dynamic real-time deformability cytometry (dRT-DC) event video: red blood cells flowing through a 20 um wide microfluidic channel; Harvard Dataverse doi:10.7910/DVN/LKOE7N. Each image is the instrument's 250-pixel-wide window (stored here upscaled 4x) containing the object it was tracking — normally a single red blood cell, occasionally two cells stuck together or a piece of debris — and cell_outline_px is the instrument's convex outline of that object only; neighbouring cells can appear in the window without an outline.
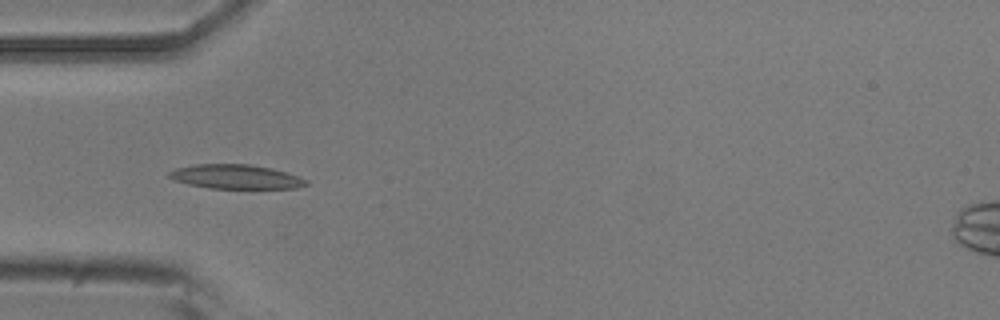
{"species": "common noctule bat (a hibernating species)", "species_latin": "Nyctalus noctula", "temperature_condition": "room temperature", "stored_images_in_passage": 3, "camera_frame_rate_fps": 3000, "um_per_image_px": 0.085, "animal": {"sex": "male", "body_mass_g": 20.5, "forearm_length_mm": 52.5}, "frame": {"image": 1, "passage_image": 2, "time_ms": 0.333, "image_size_px": [1000, 320], "cell_outline_px": [[308, 184], [296, 188], [208, 188], [188, 184], [172, 180], [168, 176], [168, 172], [176, 168], [196, 164], [248, 164], [272, 168], [308, 180]], "centroid_in_image_um": [20.0, 15.02], "position_along_channel_um": 65.0, "area_um2": 19.25}}